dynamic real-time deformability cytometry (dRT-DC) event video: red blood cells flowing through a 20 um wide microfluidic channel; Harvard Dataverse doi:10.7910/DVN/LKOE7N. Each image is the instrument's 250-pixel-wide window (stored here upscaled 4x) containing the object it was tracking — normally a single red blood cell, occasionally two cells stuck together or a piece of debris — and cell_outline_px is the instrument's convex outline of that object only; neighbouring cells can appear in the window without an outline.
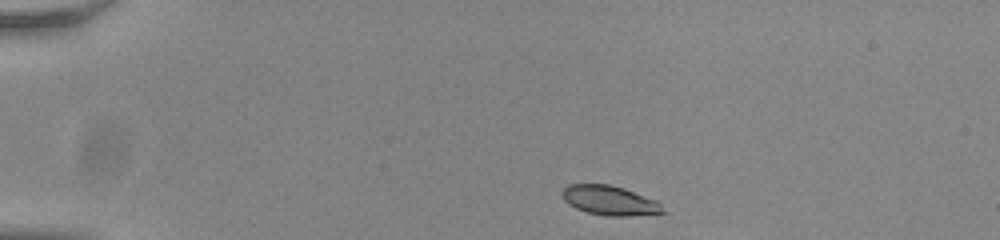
{"species": "common noctule bat (a hibernating species)", "species_latin": "Nyctalus noctula", "temperature_condition": "room temperature", "stored_images_in_passage": 10, "camera_frame_rate_fps": 3000, "um_per_image_px": 0.085, "animal": {"sex": "male", "body_mass_g": 20.0, "forearm_length_mm": 53.3}, "frame": {"image": 1, "passage_image": 1, "time_ms": 0.0, "image_size_px": [1000, 240], "cell_outline_px": [[664, 212], [628, 216], [608, 216], [588, 212], [576, 208], [568, 204], [564, 200], [560, 192], [568, 184], [608, 184], [624, 188], [656, 200], [660, 204]], "centroid_in_image_um": [51.77, 17.02], "position_along_channel_um": 33.2, "area_um2": 17.17}}